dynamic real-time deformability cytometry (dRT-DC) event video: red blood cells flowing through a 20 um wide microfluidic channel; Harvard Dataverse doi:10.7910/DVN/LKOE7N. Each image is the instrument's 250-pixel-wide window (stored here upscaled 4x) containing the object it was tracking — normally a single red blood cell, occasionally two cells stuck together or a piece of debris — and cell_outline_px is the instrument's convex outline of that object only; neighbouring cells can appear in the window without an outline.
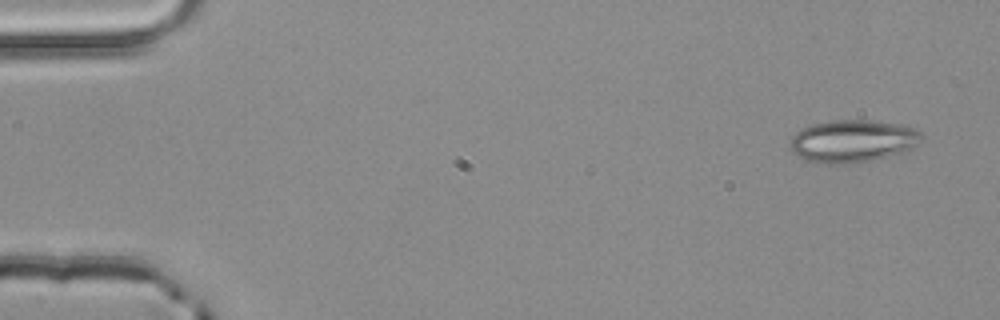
{"species": "common noctule bat (a hibernating species)", "species_latin": "Nyctalus noctula", "temperature_condition": "room temperature", "stored_images_in_passage": 3, "camera_frame_rate_fps": 3000, "um_per_image_px": 0.085, "animal": {"sex": "male", "body_mass_g": 20.4}, "frame": {"image": 1, "passage_image": 1, "time_ms": 0.0, "image_size_px": [1000, 320], "cell_outline_px": [[924, 140], [912, 148], [900, 152], [872, 160], [856, 164], [828, 164], [804, 160], [792, 152], [788, 148], [788, 144], [792, 136], [800, 128], [812, 124], [832, 120], [872, 120], [900, 124], [916, 128], [924, 136]], "centroid_in_image_um": [72.45, 11.99], "position_along_channel_um": 12.5, "area_um2": 33.12}}